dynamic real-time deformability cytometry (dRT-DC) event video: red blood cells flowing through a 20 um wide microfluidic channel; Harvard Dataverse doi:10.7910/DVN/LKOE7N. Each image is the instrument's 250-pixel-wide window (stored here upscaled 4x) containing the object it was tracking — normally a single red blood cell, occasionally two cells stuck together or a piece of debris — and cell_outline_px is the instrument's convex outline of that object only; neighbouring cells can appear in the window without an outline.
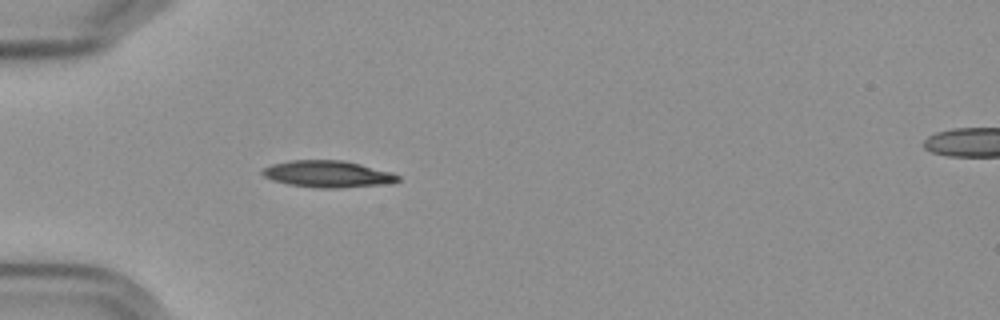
{"species": "Egyptian fruit bat (a non-hibernating species)", "species_latin": "Rousettus aegyptiacus", "temperature_condition": "cold", "stored_images_in_passage": 40, "camera_frame_rate_fps": 3000, "um_per_image_px": 0.085, "frame": {"image": 1, "passage_image": 1, "time_ms": 0.0, "image_size_px": [1000, 320], "cell_outline_px": [[400, 180], [392, 184], [340, 188], [320, 188], [288, 184], [272, 180], [264, 176], [260, 172], [264, 168], [272, 164], [292, 160], [344, 160], [392, 172], [400, 176]], "centroid_in_image_um": [27.9, 14.8], "position_along_channel_um": 57.1, "area_um2": 21.27}}
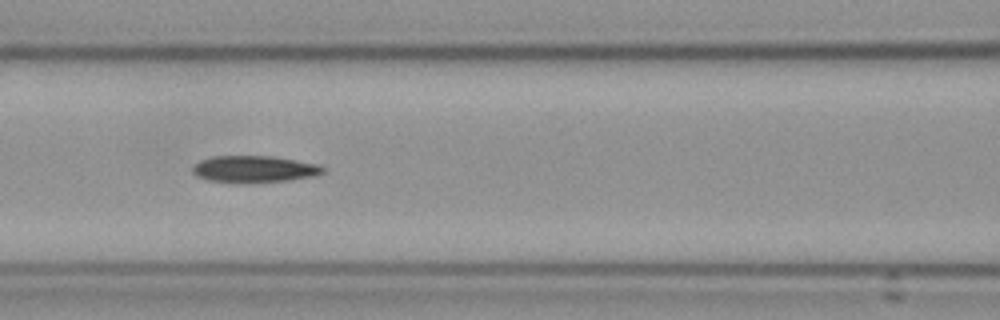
{"frame": {"image": 2, "passage_image": 9, "time_ms": 2.667, "image_size_px": [1000, 320], "cell_outline_px": [[324, 172], [316, 176], [288, 180], [252, 184], [232, 184], [208, 180], [196, 176], [192, 172], [192, 168], [200, 160], [212, 156], [272, 156], [316, 164], [324, 168]], "centroid_in_image_um": [21.56, 14.4], "position_along_channel_um": 145.0, "area_um2": 20.75}}
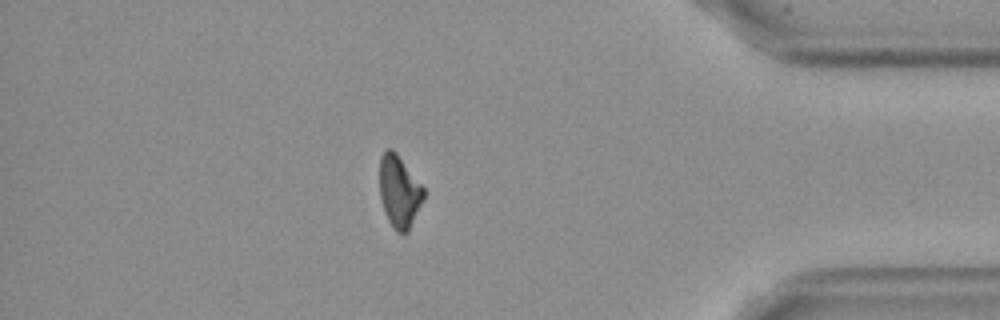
{"frame": {"image": 3, "passage_image": 33, "time_ms": 10.667, "image_size_px": [1000, 320], "cell_outline_px": [[424, 196], [408, 232], [404, 236], [396, 232], [392, 228], [384, 212], [380, 196], [380, 156], [388, 148], [392, 148], [396, 152], [424, 188]], "centroid_in_image_um": [33.92, 16.31], "position_along_channel_um": 401.3, "area_um2": 18.5}, "authors_computed_cell_mechanics": {"area_um2": 20.2011, "velocity_mm_per_s": 3.6013, "shape_relaxation_time_tau1_ms": 3.7992, "shape_relaxation_time_tau2_ms": null, "deformation_change_tau1": 0.1404, "deformation_change_tau2": null}}